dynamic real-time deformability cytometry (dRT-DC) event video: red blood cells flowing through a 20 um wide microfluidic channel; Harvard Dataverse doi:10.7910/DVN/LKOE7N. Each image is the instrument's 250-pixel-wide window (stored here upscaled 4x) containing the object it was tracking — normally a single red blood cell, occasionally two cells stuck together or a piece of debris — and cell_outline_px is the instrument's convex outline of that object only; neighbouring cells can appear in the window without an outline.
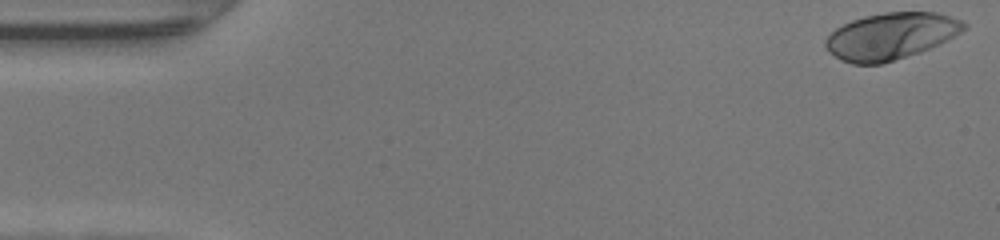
{"species": "human", "species_latin": "Homo sapiens", "temperature_condition": "warm", "stored_images_in_passage": 48, "camera_frame_rate_fps": 3000, "um_per_image_px": 0.085, "donor": {"sex": "female"}, "frame": {"image": 1, "passage_image": 1, "time_ms": 0.0, "image_size_px": [1000, 240], "cell_outline_px": [[968, 28], [920, 52], [880, 64], [852, 64], [840, 60], [828, 52], [824, 44], [824, 40], [836, 28], [852, 20], [864, 16], [884, 12], [936, 12], [964, 20], [968, 24]], "centroid_in_image_um": [75.69, 3.06], "position_along_channel_um": 9.3, "area_um2": 37.51}}
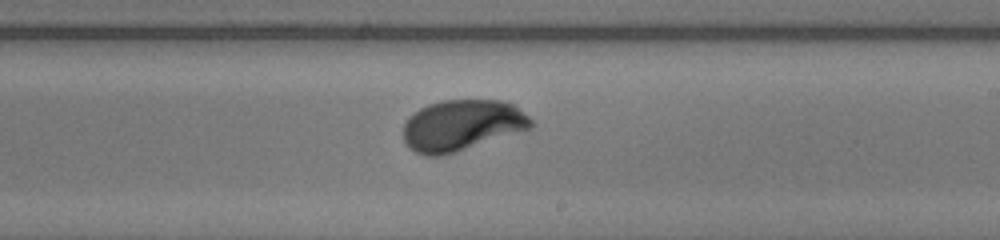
{"frame": {"image": 2, "passage_image": 28, "time_ms": 9.0, "image_size_px": [1000, 240], "cell_outline_px": [[532, 128], [456, 152], [440, 156], [424, 156], [408, 148], [404, 144], [404, 124], [408, 116], [412, 112], [428, 104], [444, 100], [504, 100], [512, 104], [528, 116], [532, 120]], "centroid_in_image_um": [39.22, 10.65], "position_along_channel_um": 249.8, "area_um2": 38.09}}
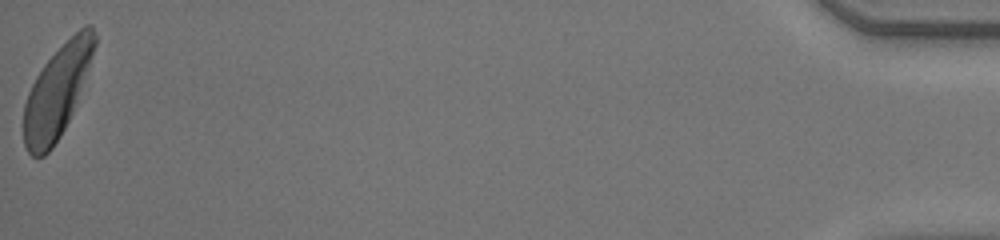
{"frame": {"image": 3, "passage_image": 48, "time_ms": 15.667, "image_size_px": [1000, 240], "cell_outline_px": [[96, 44], [92, 56], [72, 112], [60, 136], [52, 148], [44, 156], [32, 156], [28, 152], [24, 144], [24, 104], [28, 92], [36, 76], [44, 64], [84, 24], [92, 24], [96, 36]], "centroid_in_image_um": [4.83, 7.8], "position_along_channel_um": 430.4, "area_um2": 36.88}, "authors_computed_cell_mechanics": {"area_um2": 37.5411, "velocity_mm_per_s": 4.2738, "shape_relaxation_time_tau1_ms": 2.0334, "shape_relaxation_time_tau2_ms": null, "deformation_change_tau1": 0.1784, "deformation_change_tau2": null}}